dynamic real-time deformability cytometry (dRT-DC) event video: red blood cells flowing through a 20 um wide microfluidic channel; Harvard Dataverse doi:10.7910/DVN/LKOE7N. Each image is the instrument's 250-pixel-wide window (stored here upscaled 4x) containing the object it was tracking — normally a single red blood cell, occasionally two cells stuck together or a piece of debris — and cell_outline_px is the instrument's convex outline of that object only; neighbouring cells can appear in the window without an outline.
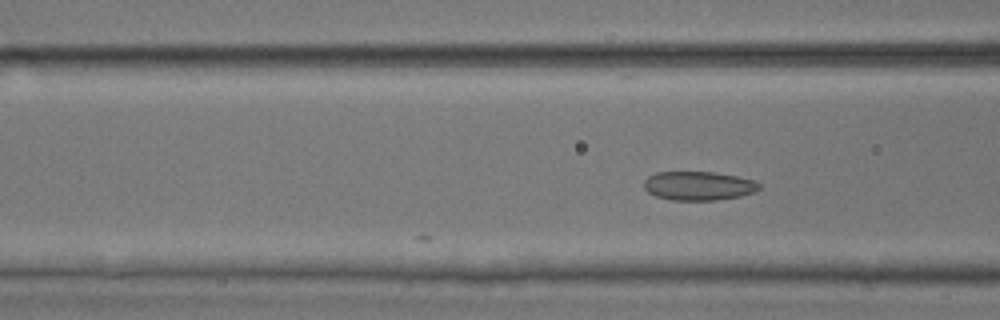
{"species": "common noctule bat (a hibernating species)", "species_latin": "Nyctalus noctula", "temperature_condition": "room temperature", "stored_images_in_passage": 5, "camera_frame_rate_fps": 3000, "um_per_image_px": 0.085, "animal": {"sex": "male", "body_mass_g": 17.9, "forearm_length_mm": 54.2}, "frame": {"image": 1, "passage_image": 5, "time_ms": 1.333, "image_size_px": [1000, 320], "cell_outline_px": [[760, 188], [756, 192], [740, 196], [716, 200], [672, 200], [656, 196], [648, 192], [644, 188], [644, 180], [648, 176], [656, 172], [712, 172], [736, 176], [756, 180], [760, 184]], "centroid_in_image_um": [59.39, 15.79], "position_along_channel_um": 107.2, "area_um2": 19.48}}